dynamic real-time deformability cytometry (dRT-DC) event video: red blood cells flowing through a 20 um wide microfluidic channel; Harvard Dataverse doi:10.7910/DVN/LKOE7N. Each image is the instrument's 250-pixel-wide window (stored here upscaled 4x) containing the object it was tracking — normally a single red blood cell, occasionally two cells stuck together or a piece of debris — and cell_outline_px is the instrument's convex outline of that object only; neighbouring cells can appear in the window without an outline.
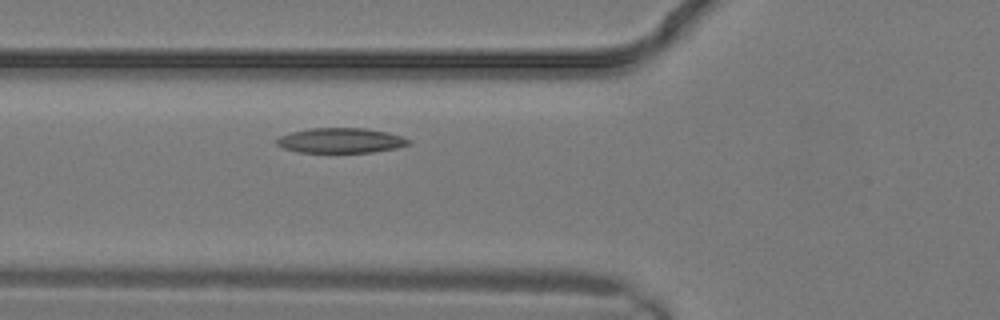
{"species": "common noctule bat (a hibernating species)", "species_latin": "Nyctalus noctula", "temperature_condition": "warm", "stored_images_in_passage": 3, "camera_frame_rate_fps": 3000, "um_per_image_px": 0.085, "animal": {"sex": "male", "body_mass_g": 19.2, "forearm_length_mm": 51.8}, "frame": {"image": 1, "passage_image": 3, "time_ms": 0.667, "image_size_px": [1000, 320], "cell_outline_px": [[412, 144], [396, 148], [372, 152], [296, 152], [284, 148], [276, 144], [276, 140], [280, 136], [292, 132], [312, 128], [364, 128], [384, 132], [400, 136], [412, 140]], "centroid_in_image_um": [28.97, 11.95], "position_along_channel_um": 96.8, "area_um2": 19.07}}